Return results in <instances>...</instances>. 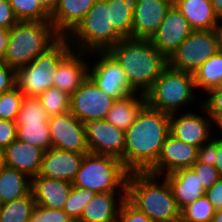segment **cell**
I'll return each instance as SVG.
<instances>
[{
  "label": "cell",
  "mask_w": 222,
  "mask_h": 222,
  "mask_svg": "<svg viewBox=\"0 0 222 222\" xmlns=\"http://www.w3.org/2000/svg\"><path fill=\"white\" fill-rule=\"evenodd\" d=\"M108 52L123 68L129 86L136 93L146 94L168 67V58L150 39L123 38Z\"/></svg>",
  "instance_id": "cell-2"
},
{
  "label": "cell",
  "mask_w": 222,
  "mask_h": 222,
  "mask_svg": "<svg viewBox=\"0 0 222 222\" xmlns=\"http://www.w3.org/2000/svg\"><path fill=\"white\" fill-rule=\"evenodd\" d=\"M17 139L38 146L45 152L52 147L48 122L17 125Z\"/></svg>",
  "instance_id": "cell-31"
},
{
  "label": "cell",
  "mask_w": 222,
  "mask_h": 222,
  "mask_svg": "<svg viewBox=\"0 0 222 222\" xmlns=\"http://www.w3.org/2000/svg\"><path fill=\"white\" fill-rule=\"evenodd\" d=\"M50 116L42 107L37 97L24 96L16 117V125L40 124L49 122Z\"/></svg>",
  "instance_id": "cell-32"
},
{
  "label": "cell",
  "mask_w": 222,
  "mask_h": 222,
  "mask_svg": "<svg viewBox=\"0 0 222 222\" xmlns=\"http://www.w3.org/2000/svg\"><path fill=\"white\" fill-rule=\"evenodd\" d=\"M73 188L72 182L37 175L31 179V192L37 205L61 210Z\"/></svg>",
  "instance_id": "cell-21"
},
{
  "label": "cell",
  "mask_w": 222,
  "mask_h": 222,
  "mask_svg": "<svg viewBox=\"0 0 222 222\" xmlns=\"http://www.w3.org/2000/svg\"><path fill=\"white\" fill-rule=\"evenodd\" d=\"M173 0H138L133 11L132 38L151 39Z\"/></svg>",
  "instance_id": "cell-18"
},
{
  "label": "cell",
  "mask_w": 222,
  "mask_h": 222,
  "mask_svg": "<svg viewBox=\"0 0 222 222\" xmlns=\"http://www.w3.org/2000/svg\"><path fill=\"white\" fill-rule=\"evenodd\" d=\"M72 49L66 37H61L45 53L16 70V86L24 96L38 97L53 87L60 60Z\"/></svg>",
  "instance_id": "cell-8"
},
{
  "label": "cell",
  "mask_w": 222,
  "mask_h": 222,
  "mask_svg": "<svg viewBox=\"0 0 222 222\" xmlns=\"http://www.w3.org/2000/svg\"><path fill=\"white\" fill-rule=\"evenodd\" d=\"M205 195L215 210L222 209V177L206 190Z\"/></svg>",
  "instance_id": "cell-46"
},
{
  "label": "cell",
  "mask_w": 222,
  "mask_h": 222,
  "mask_svg": "<svg viewBox=\"0 0 222 222\" xmlns=\"http://www.w3.org/2000/svg\"><path fill=\"white\" fill-rule=\"evenodd\" d=\"M17 139V125L15 121L0 119V147H8Z\"/></svg>",
  "instance_id": "cell-43"
},
{
  "label": "cell",
  "mask_w": 222,
  "mask_h": 222,
  "mask_svg": "<svg viewBox=\"0 0 222 222\" xmlns=\"http://www.w3.org/2000/svg\"><path fill=\"white\" fill-rule=\"evenodd\" d=\"M85 154L51 147L44 153L39 175L73 182Z\"/></svg>",
  "instance_id": "cell-19"
},
{
  "label": "cell",
  "mask_w": 222,
  "mask_h": 222,
  "mask_svg": "<svg viewBox=\"0 0 222 222\" xmlns=\"http://www.w3.org/2000/svg\"><path fill=\"white\" fill-rule=\"evenodd\" d=\"M218 50L222 53V26L219 28V47Z\"/></svg>",
  "instance_id": "cell-54"
},
{
  "label": "cell",
  "mask_w": 222,
  "mask_h": 222,
  "mask_svg": "<svg viewBox=\"0 0 222 222\" xmlns=\"http://www.w3.org/2000/svg\"><path fill=\"white\" fill-rule=\"evenodd\" d=\"M44 153L38 146L16 139L5 148V163L32 179L40 173Z\"/></svg>",
  "instance_id": "cell-20"
},
{
  "label": "cell",
  "mask_w": 222,
  "mask_h": 222,
  "mask_svg": "<svg viewBox=\"0 0 222 222\" xmlns=\"http://www.w3.org/2000/svg\"><path fill=\"white\" fill-rule=\"evenodd\" d=\"M163 177L169 182L180 211L206 192L192 168L179 169Z\"/></svg>",
  "instance_id": "cell-24"
},
{
  "label": "cell",
  "mask_w": 222,
  "mask_h": 222,
  "mask_svg": "<svg viewBox=\"0 0 222 222\" xmlns=\"http://www.w3.org/2000/svg\"><path fill=\"white\" fill-rule=\"evenodd\" d=\"M60 38L50 21H19L9 30L3 62L17 70L45 53Z\"/></svg>",
  "instance_id": "cell-4"
},
{
  "label": "cell",
  "mask_w": 222,
  "mask_h": 222,
  "mask_svg": "<svg viewBox=\"0 0 222 222\" xmlns=\"http://www.w3.org/2000/svg\"><path fill=\"white\" fill-rule=\"evenodd\" d=\"M117 222H156L133 206L126 198L122 202Z\"/></svg>",
  "instance_id": "cell-40"
},
{
  "label": "cell",
  "mask_w": 222,
  "mask_h": 222,
  "mask_svg": "<svg viewBox=\"0 0 222 222\" xmlns=\"http://www.w3.org/2000/svg\"><path fill=\"white\" fill-rule=\"evenodd\" d=\"M52 148L77 153H89L85 123L70 111L49 119Z\"/></svg>",
  "instance_id": "cell-13"
},
{
  "label": "cell",
  "mask_w": 222,
  "mask_h": 222,
  "mask_svg": "<svg viewBox=\"0 0 222 222\" xmlns=\"http://www.w3.org/2000/svg\"><path fill=\"white\" fill-rule=\"evenodd\" d=\"M115 99L108 96L89 77L70 96V112L80 121L105 119Z\"/></svg>",
  "instance_id": "cell-11"
},
{
  "label": "cell",
  "mask_w": 222,
  "mask_h": 222,
  "mask_svg": "<svg viewBox=\"0 0 222 222\" xmlns=\"http://www.w3.org/2000/svg\"><path fill=\"white\" fill-rule=\"evenodd\" d=\"M85 129L89 153L110 155L123 163L125 131L105 119L87 121Z\"/></svg>",
  "instance_id": "cell-14"
},
{
  "label": "cell",
  "mask_w": 222,
  "mask_h": 222,
  "mask_svg": "<svg viewBox=\"0 0 222 222\" xmlns=\"http://www.w3.org/2000/svg\"><path fill=\"white\" fill-rule=\"evenodd\" d=\"M73 220L63 209H51L37 204L30 218V222H72Z\"/></svg>",
  "instance_id": "cell-38"
},
{
  "label": "cell",
  "mask_w": 222,
  "mask_h": 222,
  "mask_svg": "<svg viewBox=\"0 0 222 222\" xmlns=\"http://www.w3.org/2000/svg\"><path fill=\"white\" fill-rule=\"evenodd\" d=\"M97 0H57L50 22L61 37H67Z\"/></svg>",
  "instance_id": "cell-22"
},
{
  "label": "cell",
  "mask_w": 222,
  "mask_h": 222,
  "mask_svg": "<svg viewBox=\"0 0 222 222\" xmlns=\"http://www.w3.org/2000/svg\"><path fill=\"white\" fill-rule=\"evenodd\" d=\"M138 0H107L110 22L122 38H132L133 11Z\"/></svg>",
  "instance_id": "cell-28"
},
{
  "label": "cell",
  "mask_w": 222,
  "mask_h": 222,
  "mask_svg": "<svg viewBox=\"0 0 222 222\" xmlns=\"http://www.w3.org/2000/svg\"><path fill=\"white\" fill-rule=\"evenodd\" d=\"M95 54L98 59L95 60ZM87 56L94 57V62L90 64L88 77L108 96L113 99H122L132 93H136L130 86L126 74L117 60L108 51H94Z\"/></svg>",
  "instance_id": "cell-10"
},
{
  "label": "cell",
  "mask_w": 222,
  "mask_h": 222,
  "mask_svg": "<svg viewBox=\"0 0 222 222\" xmlns=\"http://www.w3.org/2000/svg\"><path fill=\"white\" fill-rule=\"evenodd\" d=\"M19 22L8 0H0V28L10 30Z\"/></svg>",
  "instance_id": "cell-45"
},
{
  "label": "cell",
  "mask_w": 222,
  "mask_h": 222,
  "mask_svg": "<svg viewBox=\"0 0 222 222\" xmlns=\"http://www.w3.org/2000/svg\"><path fill=\"white\" fill-rule=\"evenodd\" d=\"M216 88H217L218 90L222 91V79H221L219 85H218Z\"/></svg>",
  "instance_id": "cell-55"
},
{
  "label": "cell",
  "mask_w": 222,
  "mask_h": 222,
  "mask_svg": "<svg viewBox=\"0 0 222 222\" xmlns=\"http://www.w3.org/2000/svg\"><path fill=\"white\" fill-rule=\"evenodd\" d=\"M192 31L187 19L173 3L150 40L160 53L169 58Z\"/></svg>",
  "instance_id": "cell-16"
},
{
  "label": "cell",
  "mask_w": 222,
  "mask_h": 222,
  "mask_svg": "<svg viewBox=\"0 0 222 222\" xmlns=\"http://www.w3.org/2000/svg\"><path fill=\"white\" fill-rule=\"evenodd\" d=\"M213 129L214 128H216V130H218L217 129V127L218 128H220V130L222 131V114H220V115H218L214 120H213ZM220 137H222V136H220Z\"/></svg>",
  "instance_id": "cell-51"
},
{
  "label": "cell",
  "mask_w": 222,
  "mask_h": 222,
  "mask_svg": "<svg viewBox=\"0 0 222 222\" xmlns=\"http://www.w3.org/2000/svg\"><path fill=\"white\" fill-rule=\"evenodd\" d=\"M173 3L187 19L192 30H213L222 26L211 0H174Z\"/></svg>",
  "instance_id": "cell-25"
},
{
  "label": "cell",
  "mask_w": 222,
  "mask_h": 222,
  "mask_svg": "<svg viewBox=\"0 0 222 222\" xmlns=\"http://www.w3.org/2000/svg\"><path fill=\"white\" fill-rule=\"evenodd\" d=\"M219 47V29L193 30L168 58V66L194 73Z\"/></svg>",
  "instance_id": "cell-9"
},
{
  "label": "cell",
  "mask_w": 222,
  "mask_h": 222,
  "mask_svg": "<svg viewBox=\"0 0 222 222\" xmlns=\"http://www.w3.org/2000/svg\"><path fill=\"white\" fill-rule=\"evenodd\" d=\"M36 202L30 191L26 196L2 204L0 222H30Z\"/></svg>",
  "instance_id": "cell-30"
},
{
  "label": "cell",
  "mask_w": 222,
  "mask_h": 222,
  "mask_svg": "<svg viewBox=\"0 0 222 222\" xmlns=\"http://www.w3.org/2000/svg\"><path fill=\"white\" fill-rule=\"evenodd\" d=\"M205 94L208 95V98L202 99V106L214 120L218 115L222 114V91L213 88Z\"/></svg>",
  "instance_id": "cell-41"
},
{
  "label": "cell",
  "mask_w": 222,
  "mask_h": 222,
  "mask_svg": "<svg viewBox=\"0 0 222 222\" xmlns=\"http://www.w3.org/2000/svg\"><path fill=\"white\" fill-rule=\"evenodd\" d=\"M16 87V70L4 62L0 63V94Z\"/></svg>",
  "instance_id": "cell-44"
},
{
  "label": "cell",
  "mask_w": 222,
  "mask_h": 222,
  "mask_svg": "<svg viewBox=\"0 0 222 222\" xmlns=\"http://www.w3.org/2000/svg\"><path fill=\"white\" fill-rule=\"evenodd\" d=\"M145 105V94L132 93L125 98L115 100L105 120L117 128L126 131Z\"/></svg>",
  "instance_id": "cell-26"
},
{
  "label": "cell",
  "mask_w": 222,
  "mask_h": 222,
  "mask_svg": "<svg viewBox=\"0 0 222 222\" xmlns=\"http://www.w3.org/2000/svg\"><path fill=\"white\" fill-rule=\"evenodd\" d=\"M197 160L198 147L185 143L169 133L157 162L147 172L162 177L179 169L191 168Z\"/></svg>",
  "instance_id": "cell-15"
},
{
  "label": "cell",
  "mask_w": 222,
  "mask_h": 222,
  "mask_svg": "<svg viewBox=\"0 0 222 222\" xmlns=\"http://www.w3.org/2000/svg\"><path fill=\"white\" fill-rule=\"evenodd\" d=\"M66 38L73 49L88 53L108 51L123 39L110 22L107 0H97Z\"/></svg>",
  "instance_id": "cell-5"
},
{
  "label": "cell",
  "mask_w": 222,
  "mask_h": 222,
  "mask_svg": "<svg viewBox=\"0 0 222 222\" xmlns=\"http://www.w3.org/2000/svg\"><path fill=\"white\" fill-rule=\"evenodd\" d=\"M191 168L195 171L198 180L205 190L209 189L222 177L215 166L202 163L199 160H197Z\"/></svg>",
  "instance_id": "cell-39"
},
{
  "label": "cell",
  "mask_w": 222,
  "mask_h": 222,
  "mask_svg": "<svg viewBox=\"0 0 222 222\" xmlns=\"http://www.w3.org/2000/svg\"><path fill=\"white\" fill-rule=\"evenodd\" d=\"M9 41V30L0 28V63L3 62Z\"/></svg>",
  "instance_id": "cell-47"
},
{
  "label": "cell",
  "mask_w": 222,
  "mask_h": 222,
  "mask_svg": "<svg viewBox=\"0 0 222 222\" xmlns=\"http://www.w3.org/2000/svg\"><path fill=\"white\" fill-rule=\"evenodd\" d=\"M198 102H200V108L198 109H201L199 114L202 112L207 117H204V114L202 116L190 110L184 112V114L182 112L171 114L169 132L177 139L200 148L214 136V133L212 134V118L202 106V101L199 100Z\"/></svg>",
  "instance_id": "cell-12"
},
{
  "label": "cell",
  "mask_w": 222,
  "mask_h": 222,
  "mask_svg": "<svg viewBox=\"0 0 222 222\" xmlns=\"http://www.w3.org/2000/svg\"><path fill=\"white\" fill-rule=\"evenodd\" d=\"M148 172H129L126 199L156 222H177L181 218L169 182Z\"/></svg>",
  "instance_id": "cell-3"
},
{
  "label": "cell",
  "mask_w": 222,
  "mask_h": 222,
  "mask_svg": "<svg viewBox=\"0 0 222 222\" xmlns=\"http://www.w3.org/2000/svg\"><path fill=\"white\" fill-rule=\"evenodd\" d=\"M6 166L5 163V148L0 147V169Z\"/></svg>",
  "instance_id": "cell-53"
},
{
  "label": "cell",
  "mask_w": 222,
  "mask_h": 222,
  "mask_svg": "<svg viewBox=\"0 0 222 222\" xmlns=\"http://www.w3.org/2000/svg\"><path fill=\"white\" fill-rule=\"evenodd\" d=\"M169 131L170 115L146 104L125 131L124 167L147 172L157 162Z\"/></svg>",
  "instance_id": "cell-1"
},
{
  "label": "cell",
  "mask_w": 222,
  "mask_h": 222,
  "mask_svg": "<svg viewBox=\"0 0 222 222\" xmlns=\"http://www.w3.org/2000/svg\"><path fill=\"white\" fill-rule=\"evenodd\" d=\"M37 98L50 117L70 111V95L58 88L51 87Z\"/></svg>",
  "instance_id": "cell-33"
},
{
  "label": "cell",
  "mask_w": 222,
  "mask_h": 222,
  "mask_svg": "<svg viewBox=\"0 0 222 222\" xmlns=\"http://www.w3.org/2000/svg\"><path fill=\"white\" fill-rule=\"evenodd\" d=\"M1 210H2V203L0 202V215H1Z\"/></svg>",
  "instance_id": "cell-56"
},
{
  "label": "cell",
  "mask_w": 222,
  "mask_h": 222,
  "mask_svg": "<svg viewBox=\"0 0 222 222\" xmlns=\"http://www.w3.org/2000/svg\"><path fill=\"white\" fill-rule=\"evenodd\" d=\"M211 222H222V209L215 210Z\"/></svg>",
  "instance_id": "cell-52"
},
{
  "label": "cell",
  "mask_w": 222,
  "mask_h": 222,
  "mask_svg": "<svg viewBox=\"0 0 222 222\" xmlns=\"http://www.w3.org/2000/svg\"><path fill=\"white\" fill-rule=\"evenodd\" d=\"M211 3L215 14L222 21V0H211Z\"/></svg>",
  "instance_id": "cell-50"
},
{
  "label": "cell",
  "mask_w": 222,
  "mask_h": 222,
  "mask_svg": "<svg viewBox=\"0 0 222 222\" xmlns=\"http://www.w3.org/2000/svg\"><path fill=\"white\" fill-rule=\"evenodd\" d=\"M51 15L55 10L57 0H35Z\"/></svg>",
  "instance_id": "cell-49"
},
{
  "label": "cell",
  "mask_w": 222,
  "mask_h": 222,
  "mask_svg": "<svg viewBox=\"0 0 222 222\" xmlns=\"http://www.w3.org/2000/svg\"><path fill=\"white\" fill-rule=\"evenodd\" d=\"M195 89L192 73L178 71L168 66L145 94L146 104L169 115L179 113L183 107H188L196 100Z\"/></svg>",
  "instance_id": "cell-7"
},
{
  "label": "cell",
  "mask_w": 222,
  "mask_h": 222,
  "mask_svg": "<svg viewBox=\"0 0 222 222\" xmlns=\"http://www.w3.org/2000/svg\"><path fill=\"white\" fill-rule=\"evenodd\" d=\"M19 21H50V14L35 0H8Z\"/></svg>",
  "instance_id": "cell-34"
},
{
  "label": "cell",
  "mask_w": 222,
  "mask_h": 222,
  "mask_svg": "<svg viewBox=\"0 0 222 222\" xmlns=\"http://www.w3.org/2000/svg\"><path fill=\"white\" fill-rule=\"evenodd\" d=\"M31 191V178L14 168L0 169V202H11L26 196Z\"/></svg>",
  "instance_id": "cell-27"
},
{
  "label": "cell",
  "mask_w": 222,
  "mask_h": 222,
  "mask_svg": "<svg viewBox=\"0 0 222 222\" xmlns=\"http://www.w3.org/2000/svg\"><path fill=\"white\" fill-rule=\"evenodd\" d=\"M129 171L122 161L110 155L85 154L73 187L99 192H126Z\"/></svg>",
  "instance_id": "cell-6"
},
{
  "label": "cell",
  "mask_w": 222,
  "mask_h": 222,
  "mask_svg": "<svg viewBox=\"0 0 222 222\" xmlns=\"http://www.w3.org/2000/svg\"><path fill=\"white\" fill-rule=\"evenodd\" d=\"M214 213L215 209L204 194L181 211L180 220L183 222H211Z\"/></svg>",
  "instance_id": "cell-35"
},
{
  "label": "cell",
  "mask_w": 222,
  "mask_h": 222,
  "mask_svg": "<svg viewBox=\"0 0 222 222\" xmlns=\"http://www.w3.org/2000/svg\"><path fill=\"white\" fill-rule=\"evenodd\" d=\"M96 195V192L90 189L73 187L63 210L74 220H79L86 204Z\"/></svg>",
  "instance_id": "cell-36"
},
{
  "label": "cell",
  "mask_w": 222,
  "mask_h": 222,
  "mask_svg": "<svg viewBox=\"0 0 222 222\" xmlns=\"http://www.w3.org/2000/svg\"><path fill=\"white\" fill-rule=\"evenodd\" d=\"M193 76L195 86L200 92L207 93L216 88L222 79V53L218 50L193 73Z\"/></svg>",
  "instance_id": "cell-29"
},
{
  "label": "cell",
  "mask_w": 222,
  "mask_h": 222,
  "mask_svg": "<svg viewBox=\"0 0 222 222\" xmlns=\"http://www.w3.org/2000/svg\"><path fill=\"white\" fill-rule=\"evenodd\" d=\"M217 159V136H213L208 142L198 148V160L202 163L215 166Z\"/></svg>",
  "instance_id": "cell-42"
},
{
  "label": "cell",
  "mask_w": 222,
  "mask_h": 222,
  "mask_svg": "<svg viewBox=\"0 0 222 222\" xmlns=\"http://www.w3.org/2000/svg\"><path fill=\"white\" fill-rule=\"evenodd\" d=\"M125 198L126 192L96 193V195L86 204L78 221L117 222L119 209Z\"/></svg>",
  "instance_id": "cell-23"
},
{
  "label": "cell",
  "mask_w": 222,
  "mask_h": 222,
  "mask_svg": "<svg viewBox=\"0 0 222 222\" xmlns=\"http://www.w3.org/2000/svg\"><path fill=\"white\" fill-rule=\"evenodd\" d=\"M215 136H217V159L215 167L222 176V137H219L220 135L217 134H215Z\"/></svg>",
  "instance_id": "cell-48"
},
{
  "label": "cell",
  "mask_w": 222,
  "mask_h": 222,
  "mask_svg": "<svg viewBox=\"0 0 222 222\" xmlns=\"http://www.w3.org/2000/svg\"><path fill=\"white\" fill-rule=\"evenodd\" d=\"M86 54L89 53L72 48L56 68L53 87L71 96L88 77L90 62L85 60Z\"/></svg>",
  "instance_id": "cell-17"
},
{
  "label": "cell",
  "mask_w": 222,
  "mask_h": 222,
  "mask_svg": "<svg viewBox=\"0 0 222 222\" xmlns=\"http://www.w3.org/2000/svg\"><path fill=\"white\" fill-rule=\"evenodd\" d=\"M24 94L16 86L0 94V119L15 121L21 108Z\"/></svg>",
  "instance_id": "cell-37"
}]
</instances>
